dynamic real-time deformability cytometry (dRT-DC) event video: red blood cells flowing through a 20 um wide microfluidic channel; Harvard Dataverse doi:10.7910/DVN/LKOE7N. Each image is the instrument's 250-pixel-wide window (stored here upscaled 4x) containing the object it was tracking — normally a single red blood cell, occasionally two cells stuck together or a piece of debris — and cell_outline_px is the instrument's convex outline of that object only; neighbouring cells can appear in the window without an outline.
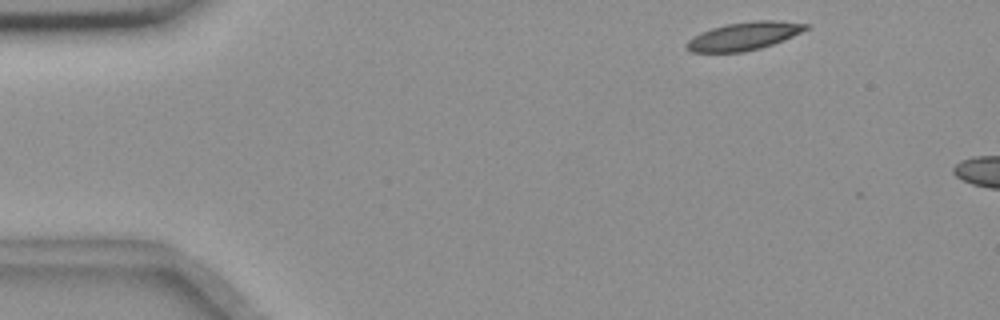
{"species": "common noctule bat (a hibernating species)", "species_latin": "Nyctalus noctula", "temperature_condition": "room temperature", "stored_images_in_passage": 7, "camera_frame_rate_fps": 3000, "um_per_image_px": 0.085, "animal": {"sex": "female", "body_mass_g": 18.4}, "frame": {"image": 1, "passage_image": 2, "time_ms": 0.333, "image_size_px": [1000, 320], "cell_outline_px": [[812, 24], [808, 28], [792, 36], [772, 44], [760, 48], [744, 52], [692, 52], [684, 48], [684, 44], [692, 36], [700, 32], [724, 24], [756, 20], [776, 20]], "centroid_in_image_um": [63.19, 3.06], "position_along_channel_um": 21.8, "area_um2": 19.59}}